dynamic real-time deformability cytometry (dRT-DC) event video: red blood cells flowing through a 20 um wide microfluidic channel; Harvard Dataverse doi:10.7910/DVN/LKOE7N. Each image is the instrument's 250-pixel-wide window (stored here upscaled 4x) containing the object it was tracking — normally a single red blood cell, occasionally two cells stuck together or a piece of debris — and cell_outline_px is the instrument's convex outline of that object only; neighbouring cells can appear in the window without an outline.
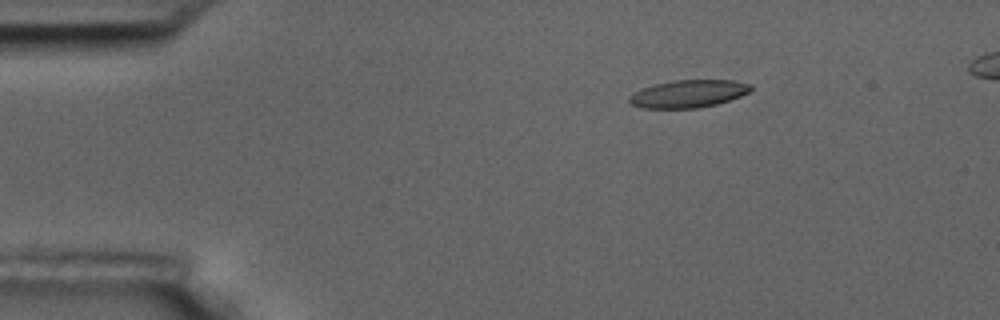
{"species": "common noctule bat (a hibernating species)", "species_latin": "Nyctalus noctula", "temperature_condition": "room temperature", "stored_images_in_passage": 6, "camera_frame_rate_fps": 3000, "um_per_image_px": 0.085, "animal": {"sex": "male", "body_mass_g": 17.5, "forearm_length_mm": 52.3}, "frame": {"image": 1, "passage_image": 3, "time_ms": 3.0, "image_size_px": [1000, 320], "cell_outline_px": [[752, 88], [748, 92], [740, 96], [716, 104], [696, 108], [640, 108], [632, 104], [628, 100], [636, 92], [644, 88], [656, 84], [672, 80], [732, 80], [752, 84]], "centroid_in_image_um": [58.54, 7.96], "position_along_channel_um": 26.5, "area_um2": 19.25}}